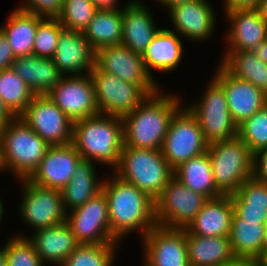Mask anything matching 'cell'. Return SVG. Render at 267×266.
Masks as SVG:
<instances>
[{"label":"cell","instance_id":"d4e9b609","mask_svg":"<svg viewBox=\"0 0 267 266\" xmlns=\"http://www.w3.org/2000/svg\"><path fill=\"white\" fill-rule=\"evenodd\" d=\"M232 216L233 204L230 195L208 199L185 229L190 234L201 237H229Z\"/></svg>","mask_w":267,"mask_h":266},{"label":"cell","instance_id":"681fc988","mask_svg":"<svg viewBox=\"0 0 267 266\" xmlns=\"http://www.w3.org/2000/svg\"><path fill=\"white\" fill-rule=\"evenodd\" d=\"M15 116L6 108L0 97V128L4 127Z\"/></svg>","mask_w":267,"mask_h":266},{"label":"cell","instance_id":"c3c4849f","mask_svg":"<svg viewBox=\"0 0 267 266\" xmlns=\"http://www.w3.org/2000/svg\"><path fill=\"white\" fill-rule=\"evenodd\" d=\"M223 266H260L259 261L256 259L248 258H235L229 263H226Z\"/></svg>","mask_w":267,"mask_h":266},{"label":"cell","instance_id":"4dcf8cb0","mask_svg":"<svg viewBox=\"0 0 267 266\" xmlns=\"http://www.w3.org/2000/svg\"><path fill=\"white\" fill-rule=\"evenodd\" d=\"M229 241L236 258L258 260L267 243L265 226L256 222H246L233 212Z\"/></svg>","mask_w":267,"mask_h":266},{"label":"cell","instance_id":"7a4b0ae2","mask_svg":"<svg viewBox=\"0 0 267 266\" xmlns=\"http://www.w3.org/2000/svg\"><path fill=\"white\" fill-rule=\"evenodd\" d=\"M162 87L147 97L131 113L122 117L123 145L132 148L161 149L171 119L184 105L182 95Z\"/></svg>","mask_w":267,"mask_h":266},{"label":"cell","instance_id":"ab89813d","mask_svg":"<svg viewBox=\"0 0 267 266\" xmlns=\"http://www.w3.org/2000/svg\"><path fill=\"white\" fill-rule=\"evenodd\" d=\"M233 207H256L267 209V183L260 182L254 177L246 180L231 194Z\"/></svg>","mask_w":267,"mask_h":266},{"label":"cell","instance_id":"ffe728a7","mask_svg":"<svg viewBox=\"0 0 267 266\" xmlns=\"http://www.w3.org/2000/svg\"><path fill=\"white\" fill-rule=\"evenodd\" d=\"M81 155L73 145H50L28 180L45 188L62 190L71 180Z\"/></svg>","mask_w":267,"mask_h":266},{"label":"cell","instance_id":"3957f363","mask_svg":"<svg viewBox=\"0 0 267 266\" xmlns=\"http://www.w3.org/2000/svg\"><path fill=\"white\" fill-rule=\"evenodd\" d=\"M72 143L83 160L93 161L112 172L119 165L123 147L122 118L98 114L75 121Z\"/></svg>","mask_w":267,"mask_h":266},{"label":"cell","instance_id":"7402d4cb","mask_svg":"<svg viewBox=\"0 0 267 266\" xmlns=\"http://www.w3.org/2000/svg\"><path fill=\"white\" fill-rule=\"evenodd\" d=\"M95 57L96 51L83 32L63 29L52 60L64 76L89 75Z\"/></svg>","mask_w":267,"mask_h":266},{"label":"cell","instance_id":"8fae6325","mask_svg":"<svg viewBox=\"0 0 267 266\" xmlns=\"http://www.w3.org/2000/svg\"><path fill=\"white\" fill-rule=\"evenodd\" d=\"M208 199L172 178L155 199L157 226L186 228Z\"/></svg>","mask_w":267,"mask_h":266},{"label":"cell","instance_id":"f5cc1de1","mask_svg":"<svg viewBox=\"0 0 267 266\" xmlns=\"http://www.w3.org/2000/svg\"><path fill=\"white\" fill-rule=\"evenodd\" d=\"M4 244L0 245V266H7V258H6V241Z\"/></svg>","mask_w":267,"mask_h":266},{"label":"cell","instance_id":"603a6c76","mask_svg":"<svg viewBox=\"0 0 267 266\" xmlns=\"http://www.w3.org/2000/svg\"><path fill=\"white\" fill-rule=\"evenodd\" d=\"M22 231H16L15 235L27 237L46 266H61L80 245L66 221L53 227L26 232L27 234Z\"/></svg>","mask_w":267,"mask_h":266},{"label":"cell","instance_id":"bcb514c9","mask_svg":"<svg viewBox=\"0 0 267 266\" xmlns=\"http://www.w3.org/2000/svg\"><path fill=\"white\" fill-rule=\"evenodd\" d=\"M98 9H116L122 8L129 0L122 2L121 0H91Z\"/></svg>","mask_w":267,"mask_h":266},{"label":"cell","instance_id":"83f0119b","mask_svg":"<svg viewBox=\"0 0 267 266\" xmlns=\"http://www.w3.org/2000/svg\"><path fill=\"white\" fill-rule=\"evenodd\" d=\"M186 244L190 266H223L236 258L229 237H201L186 230Z\"/></svg>","mask_w":267,"mask_h":266},{"label":"cell","instance_id":"9a60e30c","mask_svg":"<svg viewBox=\"0 0 267 266\" xmlns=\"http://www.w3.org/2000/svg\"><path fill=\"white\" fill-rule=\"evenodd\" d=\"M49 145L72 143L73 122L45 95H35L19 116Z\"/></svg>","mask_w":267,"mask_h":266},{"label":"cell","instance_id":"44dd1931","mask_svg":"<svg viewBox=\"0 0 267 266\" xmlns=\"http://www.w3.org/2000/svg\"><path fill=\"white\" fill-rule=\"evenodd\" d=\"M147 3V4H146ZM147 1L129 0L122 7V45L142 55L154 36L163 27L156 21L154 9ZM154 13V14H153Z\"/></svg>","mask_w":267,"mask_h":266},{"label":"cell","instance_id":"9c48e42d","mask_svg":"<svg viewBox=\"0 0 267 266\" xmlns=\"http://www.w3.org/2000/svg\"><path fill=\"white\" fill-rule=\"evenodd\" d=\"M208 146L198 120L183 105L171 119L163 140L161 152L166 161L175 169L190 158L207 152Z\"/></svg>","mask_w":267,"mask_h":266},{"label":"cell","instance_id":"d590c367","mask_svg":"<svg viewBox=\"0 0 267 266\" xmlns=\"http://www.w3.org/2000/svg\"><path fill=\"white\" fill-rule=\"evenodd\" d=\"M97 11L91 0H63L57 19L64 29L83 32Z\"/></svg>","mask_w":267,"mask_h":266},{"label":"cell","instance_id":"4316f807","mask_svg":"<svg viewBox=\"0 0 267 266\" xmlns=\"http://www.w3.org/2000/svg\"><path fill=\"white\" fill-rule=\"evenodd\" d=\"M97 165L93 161L83 159L77 164L73 177L61 190L66 212L84 205L102 191L104 177L98 172Z\"/></svg>","mask_w":267,"mask_h":266},{"label":"cell","instance_id":"816d5d0a","mask_svg":"<svg viewBox=\"0 0 267 266\" xmlns=\"http://www.w3.org/2000/svg\"><path fill=\"white\" fill-rule=\"evenodd\" d=\"M255 9L259 13L262 21L267 25V0H261Z\"/></svg>","mask_w":267,"mask_h":266},{"label":"cell","instance_id":"1f68e13d","mask_svg":"<svg viewBox=\"0 0 267 266\" xmlns=\"http://www.w3.org/2000/svg\"><path fill=\"white\" fill-rule=\"evenodd\" d=\"M222 54V55H221ZM218 61L234 77L248 81L267 94V63L249 51H223Z\"/></svg>","mask_w":267,"mask_h":266},{"label":"cell","instance_id":"9f6ffc18","mask_svg":"<svg viewBox=\"0 0 267 266\" xmlns=\"http://www.w3.org/2000/svg\"><path fill=\"white\" fill-rule=\"evenodd\" d=\"M263 225L265 226V230H266V233H267V214H266V217L264 219Z\"/></svg>","mask_w":267,"mask_h":266},{"label":"cell","instance_id":"277c9868","mask_svg":"<svg viewBox=\"0 0 267 266\" xmlns=\"http://www.w3.org/2000/svg\"><path fill=\"white\" fill-rule=\"evenodd\" d=\"M49 146L19 116L12 118L0 128L1 176L11 175L14 180L28 179L39 166Z\"/></svg>","mask_w":267,"mask_h":266},{"label":"cell","instance_id":"8d00e7d4","mask_svg":"<svg viewBox=\"0 0 267 266\" xmlns=\"http://www.w3.org/2000/svg\"><path fill=\"white\" fill-rule=\"evenodd\" d=\"M63 29L64 27L57 18L38 16L33 55L52 59L58 45L59 35Z\"/></svg>","mask_w":267,"mask_h":266},{"label":"cell","instance_id":"7bdbcfd3","mask_svg":"<svg viewBox=\"0 0 267 266\" xmlns=\"http://www.w3.org/2000/svg\"><path fill=\"white\" fill-rule=\"evenodd\" d=\"M253 177L267 183V148H263L254 153Z\"/></svg>","mask_w":267,"mask_h":266},{"label":"cell","instance_id":"2e32d148","mask_svg":"<svg viewBox=\"0 0 267 266\" xmlns=\"http://www.w3.org/2000/svg\"><path fill=\"white\" fill-rule=\"evenodd\" d=\"M139 242L141 266H190L185 228L155 226Z\"/></svg>","mask_w":267,"mask_h":266},{"label":"cell","instance_id":"60d3db41","mask_svg":"<svg viewBox=\"0 0 267 266\" xmlns=\"http://www.w3.org/2000/svg\"><path fill=\"white\" fill-rule=\"evenodd\" d=\"M15 8L40 17L57 18L63 7V0H21Z\"/></svg>","mask_w":267,"mask_h":266},{"label":"cell","instance_id":"6da1fadb","mask_svg":"<svg viewBox=\"0 0 267 266\" xmlns=\"http://www.w3.org/2000/svg\"><path fill=\"white\" fill-rule=\"evenodd\" d=\"M107 173L102 174H105L102 191L107 198L112 236L121 244L133 234L140 240L157 226L155 200L112 172Z\"/></svg>","mask_w":267,"mask_h":266},{"label":"cell","instance_id":"ac0fdd59","mask_svg":"<svg viewBox=\"0 0 267 266\" xmlns=\"http://www.w3.org/2000/svg\"><path fill=\"white\" fill-rule=\"evenodd\" d=\"M215 67L211 76L222 86L229 112L237 126L267 104V94L261 89L234 77L219 62Z\"/></svg>","mask_w":267,"mask_h":266},{"label":"cell","instance_id":"8992f818","mask_svg":"<svg viewBox=\"0 0 267 266\" xmlns=\"http://www.w3.org/2000/svg\"><path fill=\"white\" fill-rule=\"evenodd\" d=\"M204 86L199 99L196 95L184 105L198 120L206 142L210 145L237 137L238 126L229 112L222 86L212 76Z\"/></svg>","mask_w":267,"mask_h":266},{"label":"cell","instance_id":"e575fe53","mask_svg":"<svg viewBox=\"0 0 267 266\" xmlns=\"http://www.w3.org/2000/svg\"><path fill=\"white\" fill-rule=\"evenodd\" d=\"M122 247V244H80L61 266H115Z\"/></svg>","mask_w":267,"mask_h":266},{"label":"cell","instance_id":"b9f144b4","mask_svg":"<svg viewBox=\"0 0 267 266\" xmlns=\"http://www.w3.org/2000/svg\"><path fill=\"white\" fill-rule=\"evenodd\" d=\"M233 212L246 222L263 224L267 209L256 207H233Z\"/></svg>","mask_w":267,"mask_h":266},{"label":"cell","instance_id":"e0dca14e","mask_svg":"<svg viewBox=\"0 0 267 266\" xmlns=\"http://www.w3.org/2000/svg\"><path fill=\"white\" fill-rule=\"evenodd\" d=\"M47 96L73 123L99 114L90 75L63 76Z\"/></svg>","mask_w":267,"mask_h":266},{"label":"cell","instance_id":"f35d334b","mask_svg":"<svg viewBox=\"0 0 267 266\" xmlns=\"http://www.w3.org/2000/svg\"><path fill=\"white\" fill-rule=\"evenodd\" d=\"M5 240L7 266H46L27 237L11 234Z\"/></svg>","mask_w":267,"mask_h":266},{"label":"cell","instance_id":"d6986e66","mask_svg":"<svg viewBox=\"0 0 267 266\" xmlns=\"http://www.w3.org/2000/svg\"><path fill=\"white\" fill-rule=\"evenodd\" d=\"M223 51H249L267 40V25L256 9H236L226 12Z\"/></svg>","mask_w":267,"mask_h":266},{"label":"cell","instance_id":"db71d44e","mask_svg":"<svg viewBox=\"0 0 267 266\" xmlns=\"http://www.w3.org/2000/svg\"><path fill=\"white\" fill-rule=\"evenodd\" d=\"M3 200L4 199L1 196L0 197V226H2L1 223L3 224V222H4L3 220L6 219L5 216H7V215H5V214H7V208H6L5 203H3L4 202Z\"/></svg>","mask_w":267,"mask_h":266},{"label":"cell","instance_id":"11a10c76","mask_svg":"<svg viewBox=\"0 0 267 266\" xmlns=\"http://www.w3.org/2000/svg\"><path fill=\"white\" fill-rule=\"evenodd\" d=\"M260 266H267V243L262 256L258 259Z\"/></svg>","mask_w":267,"mask_h":266},{"label":"cell","instance_id":"30bf717a","mask_svg":"<svg viewBox=\"0 0 267 266\" xmlns=\"http://www.w3.org/2000/svg\"><path fill=\"white\" fill-rule=\"evenodd\" d=\"M99 114L124 117L149 95L138 85L100 70L96 65L89 74Z\"/></svg>","mask_w":267,"mask_h":266},{"label":"cell","instance_id":"cb8c5ba5","mask_svg":"<svg viewBox=\"0 0 267 266\" xmlns=\"http://www.w3.org/2000/svg\"><path fill=\"white\" fill-rule=\"evenodd\" d=\"M182 39L179 34L163 26L142 54L146 70L158 83L160 78L155 77L156 73L167 75L182 67L186 50L185 40Z\"/></svg>","mask_w":267,"mask_h":266},{"label":"cell","instance_id":"ee69618b","mask_svg":"<svg viewBox=\"0 0 267 266\" xmlns=\"http://www.w3.org/2000/svg\"><path fill=\"white\" fill-rule=\"evenodd\" d=\"M15 59L16 58L11 50L9 40L0 29V71L11 68V65Z\"/></svg>","mask_w":267,"mask_h":266},{"label":"cell","instance_id":"5b68a950","mask_svg":"<svg viewBox=\"0 0 267 266\" xmlns=\"http://www.w3.org/2000/svg\"><path fill=\"white\" fill-rule=\"evenodd\" d=\"M122 181L136 186L155 200L174 177V169L161 149L132 148L123 145L119 165L112 171Z\"/></svg>","mask_w":267,"mask_h":266},{"label":"cell","instance_id":"d6a6232c","mask_svg":"<svg viewBox=\"0 0 267 266\" xmlns=\"http://www.w3.org/2000/svg\"><path fill=\"white\" fill-rule=\"evenodd\" d=\"M122 28V8L98 9L83 34L97 51L105 46L121 44Z\"/></svg>","mask_w":267,"mask_h":266},{"label":"cell","instance_id":"52a82bcc","mask_svg":"<svg viewBox=\"0 0 267 266\" xmlns=\"http://www.w3.org/2000/svg\"><path fill=\"white\" fill-rule=\"evenodd\" d=\"M215 185L223 195H231L253 177L254 154L238 136L208 146Z\"/></svg>","mask_w":267,"mask_h":266},{"label":"cell","instance_id":"f6af8a7d","mask_svg":"<svg viewBox=\"0 0 267 266\" xmlns=\"http://www.w3.org/2000/svg\"><path fill=\"white\" fill-rule=\"evenodd\" d=\"M224 1L221 5L223 15L226 12L236 10V9H255L257 7V4L261 0H222Z\"/></svg>","mask_w":267,"mask_h":266},{"label":"cell","instance_id":"f546056e","mask_svg":"<svg viewBox=\"0 0 267 266\" xmlns=\"http://www.w3.org/2000/svg\"><path fill=\"white\" fill-rule=\"evenodd\" d=\"M174 178L194 192L207 199H214L223 194L215 185L208 152L190 158L174 169Z\"/></svg>","mask_w":267,"mask_h":266},{"label":"cell","instance_id":"836d02e7","mask_svg":"<svg viewBox=\"0 0 267 266\" xmlns=\"http://www.w3.org/2000/svg\"><path fill=\"white\" fill-rule=\"evenodd\" d=\"M34 96V92L11 68L0 71V97L15 117L25 111Z\"/></svg>","mask_w":267,"mask_h":266},{"label":"cell","instance_id":"ba28073f","mask_svg":"<svg viewBox=\"0 0 267 266\" xmlns=\"http://www.w3.org/2000/svg\"><path fill=\"white\" fill-rule=\"evenodd\" d=\"M20 189L18 219L25 229L34 232L53 227L66 221L67 212L63 206L61 190L40 187L28 179L16 180ZM29 226V227H28ZM32 231H31V230Z\"/></svg>","mask_w":267,"mask_h":266},{"label":"cell","instance_id":"7c38bea8","mask_svg":"<svg viewBox=\"0 0 267 266\" xmlns=\"http://www.w3.org/2000/svg\"><path fill=\"white\" fill-rule=\"evenodd\" d=\"M212 3H214L212 0H199L173 6L166 13L171 23V28L168 26L167 28L179 34L185 42L188 40L187 43L189 41L192 44L209 42L216 35L219 24L217 19H220L217 14L220 11H217L216 4Z\"/></svg>","mask_w":267,"mask_h":266},{"label":"cell","instance_id":"484cf974","mask_svg":"<svg viewBox=\"0 0 267 266\" xmlns=\"http://www.w3.org/2000/svg\"><path fill=\"white\" fill-rule=\"evenodd\" d=\"M11 69L35 95H47L64 76L52 59L33 54L16 58Z\"/></svg>","mask_w":267,"mask_h":266},{"label":"cell","instance_id":"f1b7e54d","mask_svg":"<svg viewBox=\"0 0 267 266\" xmlns=\"http://www.w3.org/2000/svg\"><path fill=\"white\" fill-rule=\"evenodd\" d=\"M38 15L17 8L11 10L0 29L6 35L15 58L33 54Z\"/></svg>","mask_w":267,"mask_h":266},{"label":"cell","instance_id":"74e56055","mask_svg":"<svg viewBox=\"0 0 267 266\" xmlns=\"http://www.w3.org/2000/svg\"><path fill=\"white\" fill-rule=\"evenodd\" d=\"M237 136L248 145L253 154L267 148V104L238 125Z\"/></svg>","mask_w":267,"mask_h":266},{"label":"cell","instance_id":"4fadbf2b","mask_svg":"<svg viewBox=\"0 0 267 266\" xmlns=\"http://www.w3.org/2000/svg\"><path fill=\"white\" fill-rule=\"evenodd\" d=\"M95 65L102 71L116 75L125 82L141 87L149 96L162 85L148 73L142 55L122 44L105 46L96 51Z\"/></svg>","mask_w":267,"mask_h":266},{"label":"cell","instance_id":"f907efd6","mask_svg":"<svg viewBox=\"0 0 267 266\" xmlns=\"http://www.w3.org/2000/svg\"><path fill=\"white\" fill-rule=\"evenodd\" d=\"M252 52L263 62L267 63V40L260 43L257 47H255L252 50Z\"/></svg>","mask_w":267,"mask_h":266},{"label":"cell","instance_id":"7dc6e473","mask_svg":"<svg viewBox=\"0 0 267 266\" xmlns=\"http://www.w3.org/2000/svg\"><path fill=\"white\" fill-rule=\"evenodd\" d=\"M189 1H199V0H153V4H155V6H160V10H162V12L164 10V12H167L169 9H171L173 6L177 5V4H181V3H185V2H189ZM157 4V5H156Z\"/></svg>","mask_w":267,"mask_h":266},{"label":"cell","instance_id":"5bb4252c","mask_svg":"<svg viewBox=\"0 0 267 266\" xmlns=\"http://www.w3.org/2000/svg\"><path fill=\"white\" fill-rule=\"evenodd\" d=\"M66 222L80 244H121L112 236L107 198L103 191L84 205L68 211Z\"/></svg>","mask_w":267,"mask_h":266}]
</instances>
